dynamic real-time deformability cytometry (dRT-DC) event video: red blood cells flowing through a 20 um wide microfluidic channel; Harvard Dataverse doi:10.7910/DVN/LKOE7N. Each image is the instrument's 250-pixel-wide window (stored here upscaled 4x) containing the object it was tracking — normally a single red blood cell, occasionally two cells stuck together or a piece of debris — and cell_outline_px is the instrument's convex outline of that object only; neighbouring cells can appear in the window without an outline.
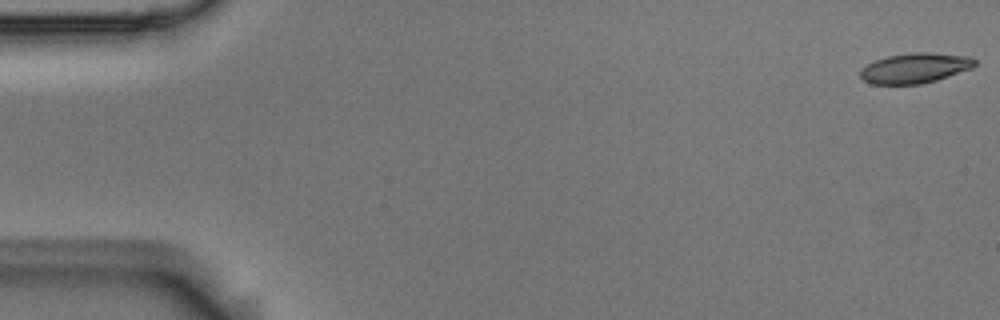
{"species": "Egyptian fruit bat (a non-hibernating species)", "species_latin": "Rousettus aegyptiacus", "temperature_condition": "room temperature", "stored_images_in_passage": 54, "camera_frame_rate_fps": 3000, "um_per_image_px": 0.085, "animal": {"sex": "male"}, "frame": {"image": 1, "passage_image": 1, "time_ms": 0.0, "image_size_px": [1000, 320], "cell_outline_px": [[976, 64], [972, 68], [936, 80], [920, 84], [872, 84], [864, 80], [860, 76], [860, 68], [876, 60], [888, 56], [912, 52], [928, 52], [972, 56], [976, 60]], "centroid_in_image_um": [77.79, 5.78], "position_along_channel_um": 7.2, "area_um2": 20.11}}
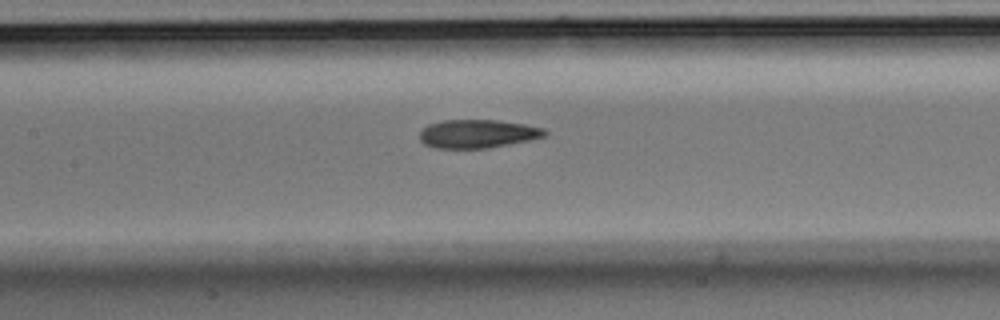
{"frame": {"image": 2, "passage_image": 25, "time_ms": 8.0, "image_size_px": [1000, 320], "cell_outline_px": [[548, 132], [544, 136], [528, 140], [488, 148], [436, 148], [424, 144], [420, 140], [420, 132], [428, 124], [444, 120], [496, 120], [524, 124], [544, 128]], "centroid_in_image_um": [40.58, 11.37], "position_along_channel_um": 166.8, "area_um2": 20.58}}
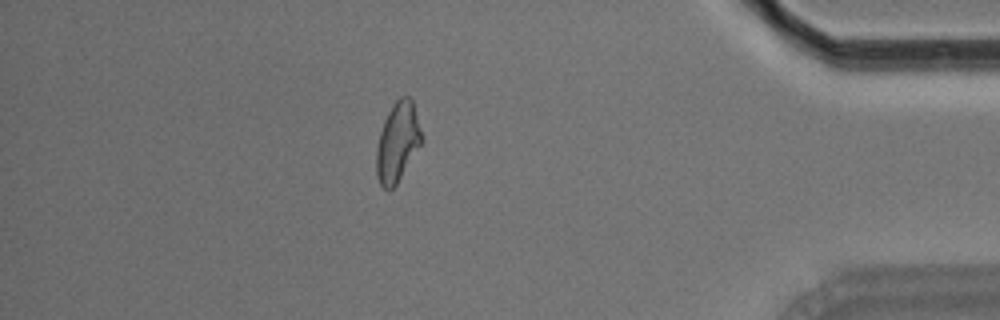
{"frame": {"image": 3, "passage_image": 47, "time_ms": 15.333, "image_size_px": [1000, 320], "cell_outline_px": [[420, 144], [396, 184], [388, 192], [380, 184], [376, 176], [376, 148], [380, 132], [384, 120], [392, 104], [400, 96], [408, 96], [412, 100], [420, 128]], "centroid_in_image_um": [33.74, 12.08], "position_along_channel_um": 401.5, "area_um2": 20.46}, "authors_computed_cell_mechanics": {"area_um2": 21.097, "velocity_mm_per_s": 3.7392, "shape_relaxation_time_tau1_ms": 4.8083, "shape_relaxation_time_tau2_ms": 2.3627, "deformation_change_tau1": 0.1656, "deformation_change_tau2": 0.1019}}